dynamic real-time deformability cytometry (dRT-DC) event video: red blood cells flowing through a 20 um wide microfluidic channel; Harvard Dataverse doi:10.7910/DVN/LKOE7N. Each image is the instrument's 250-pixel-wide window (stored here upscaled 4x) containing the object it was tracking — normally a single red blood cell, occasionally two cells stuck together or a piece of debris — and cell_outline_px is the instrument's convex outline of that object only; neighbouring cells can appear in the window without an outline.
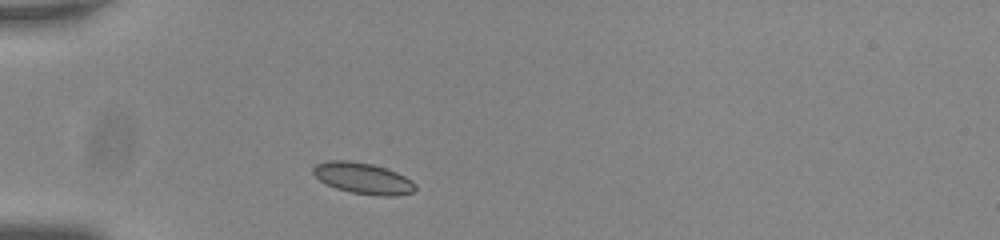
{"species": "common noctule bat (a hibernating species)", "species_latin": "Nyctalus noctula", "temperature_condition": "room temperature", "stored_images_in_passage": 40, "camera_frame_rate_fps": 3000, "um_per_image_px": 0.085, "animal": {"sex": "male", "body_mass_g": 20.0, "forearm_length_mm": 53.3}, "frame": {"image": 1, "passage_image": 1, "time_ms": 0.0, "image_size_px": [1000, 240], "cell_outline_px": [[416, 192], [396, 196], [380, 196], [352, 192], [336, 188], [320, 180], [312, 172], [312, 168], [316, 164], [328, 160], [348, 160], [372, 164], [396, 172], [412, 180], [416, 184]], "centroid_in_image_um": [30.89, 15.16], "position_along_channel_um": 54.1, "area_um2": 18.55}}
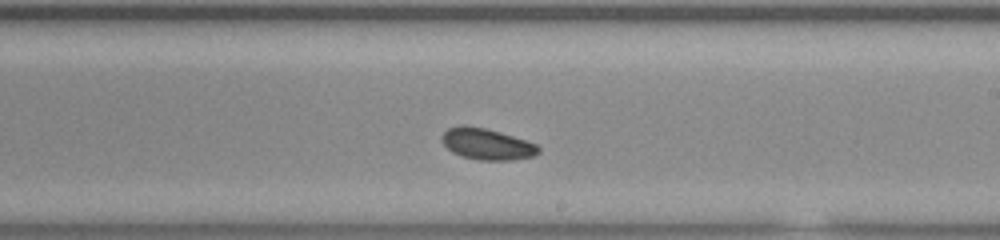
{"frame": {"image": 2, "passage_image": 18, "time_ms": 5.667, "image_size_px": [1000, 240], "cell_outline_px": [[540, 152], [532, 156], [512, 160], [480, 160], [464, 156], [452, 152], [440, 140], [440, 136], [448, 128], [460, 124], [464, 124], [484, 128], [500, 132], [536, 144], [540, 148]], "centroid_in_image_um": [41.35, 12.23], "position_along_channel_um": 247.7, "area_um2": 17.51}}
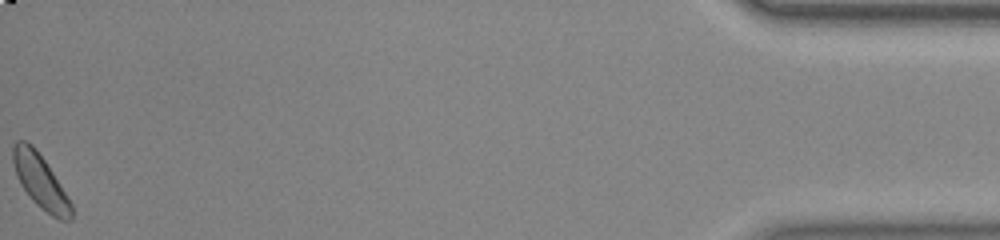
{"frame": {"image": 3, "passage_image": 40, "time_ms": 13.0, "image_size_px": [1000, 240], "cell_outline_px": [[72, 220], [60, 220], [52, 216], [40, 208], [32, 200], [20, 184], [16, 176], [12, 160], [12, 144], [16, 140], [28, 140], [36, 148], [60, 184], [72, 204]], "centroid_in_image_um": [3.4, 15.38], "position_along_channel_um": 431.8, "area_um2": 18.38}, "authors_computed_cell_mechanics": {"area_um2": 17.6868, "velocity_mm_per_s": 3.6977, "shape_relaxation_time_tau1_ms": null, "shape_relaxation_time_tau2_ms": 6.8714, "deformation_change_tau1": null, "deformation_change_tau2": 0.0929}}